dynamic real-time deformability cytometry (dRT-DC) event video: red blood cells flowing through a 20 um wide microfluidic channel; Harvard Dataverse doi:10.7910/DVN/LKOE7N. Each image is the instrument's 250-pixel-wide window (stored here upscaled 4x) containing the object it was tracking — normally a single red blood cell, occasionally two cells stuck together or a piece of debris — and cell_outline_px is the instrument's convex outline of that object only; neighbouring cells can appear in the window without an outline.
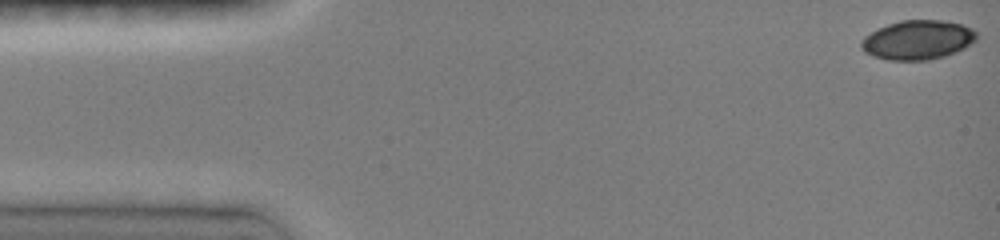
{"species": "common noctule bat (a hibernating species)", "species_latin": "Nyctalus noctula", "temperature_condition": "room temperature", "stored_images_in_passage": 52, "camera_frame_rate_fps": 3000, "um_per_image_px": 0.085, "animal": {"sex": "female", "body_mass_g": 19.0, "forearm_length_mm": 51.5}, "frame": {"image": 1, "passage_image": 1, "time_ms": 0.0, "image_size_px": [1000, 240], "cell_outline_px": [[976, 40], [964, 48], [944, 56], [928, 60], [888, 60], [872, 56], [864, 52], [860, 44], [860, 40], [864, 36], [888, 24], [900, 20], [944, 20], [960, 24], [972, 28], [976, 32]], "centroid_in_image_um": [77.98, 3.39], "position_along_channel_um": 7.0, "area_um2": 26.36}}
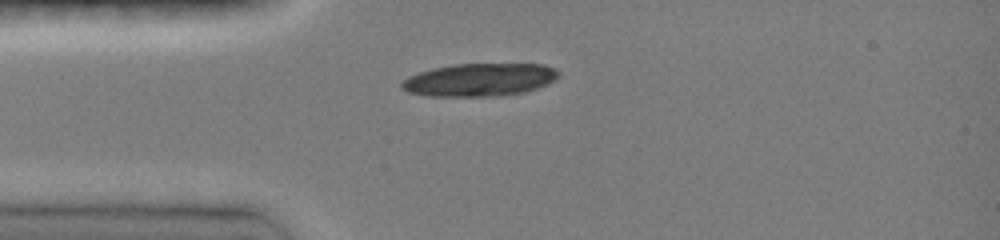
{"frame": {"image": 2, "passage_image": 17, "time_ms": 3.667, "image_size_px": [1000, 240], "cell_outline_px": [[560, 76], [556, 80], [548, 84], [524, 92], [500, 96], [428, 96], [408, 92], [400, 88], [400, 84], [408, 76], [432, 68], [456, 64], [544, 64], [556, 68], [560, 72]], "centroid_in_image_um": [40.79, 6.78], "position_along_channel_um": 44.2, "area_um2": 30.29}}